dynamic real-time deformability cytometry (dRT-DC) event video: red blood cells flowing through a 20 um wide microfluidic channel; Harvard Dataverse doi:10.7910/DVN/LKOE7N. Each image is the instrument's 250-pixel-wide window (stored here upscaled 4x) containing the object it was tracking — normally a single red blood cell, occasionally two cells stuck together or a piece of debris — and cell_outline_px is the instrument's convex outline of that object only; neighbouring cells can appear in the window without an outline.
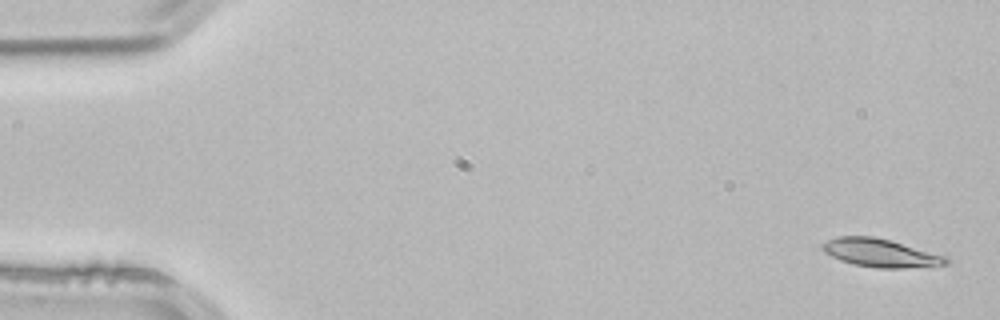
{"species": "common noctule bat (a hibernating species)", "species_latin": "Nyctalus noctula", "temperature_condition": "room temperature", "stored_images_in_passage": 4, "segment_of_instrument_passage": [2, 2], "camera_frame_rate_fps": 3000, "um_per_image_px": 0.085, "animal": {"sex": "male", "body_mass_g": 21.5, "forearm_length_mm": 52.0}, "frame": {"image": 1, "passage_image": 4, "time_ms": 1.0, "image_size_px": [1000, 320], "cell_outline_px": [[948, 264], [900, 268], [876, 268], [852, 264], [840, 260], [824, 252], [820, 248], [820, 244], [836, 236], [872, 236], [892, 240], [948, 256]], "centroid_in_image_um": [74.82, 21.48], "position_along_channel_um": 10.2, "area_um2": 20.52}}